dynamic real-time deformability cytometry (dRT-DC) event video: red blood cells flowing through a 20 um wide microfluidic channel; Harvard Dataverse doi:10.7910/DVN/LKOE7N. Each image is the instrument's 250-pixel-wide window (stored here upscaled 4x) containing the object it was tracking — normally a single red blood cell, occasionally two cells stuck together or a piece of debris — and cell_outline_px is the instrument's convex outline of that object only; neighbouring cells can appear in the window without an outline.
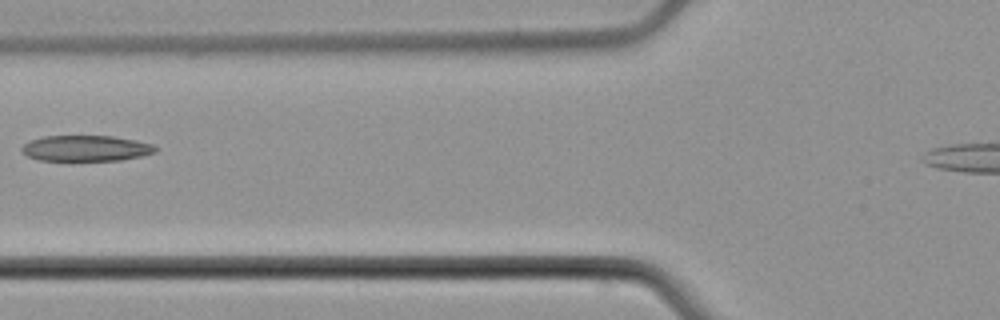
{"species": "common noctule bat (a hibernating species)", "species_latin": "Nyctalus noctula", "temperature_condition": "cold", "stored_images_in_passage": 7, "segment_of_instrument_passage": [1, 2], "camera_frame_rate_fps": 3000, "um_per_image_px": 0.085, "animal": {"sex": "male", "body_mass_g": 21.5, "forearm_length_mm": 52.0}, "frame": {"image": 1, "passage_image": 5, "time_ms": 6.333, "image_size_px": [1000, 320], "cell_outline_px": [[160, 148], [156, 152], [140, 156], [120, 160], [40, 160], [28, 156], [20, 148], [24, 144], [32, 140], [44, 136], [112, 136], [136, 140], [152, 144]], "centroid_in_image_um": [7.35, 12.6], "position_along_channel_um": 118.5, "area_um2": 19.94}}